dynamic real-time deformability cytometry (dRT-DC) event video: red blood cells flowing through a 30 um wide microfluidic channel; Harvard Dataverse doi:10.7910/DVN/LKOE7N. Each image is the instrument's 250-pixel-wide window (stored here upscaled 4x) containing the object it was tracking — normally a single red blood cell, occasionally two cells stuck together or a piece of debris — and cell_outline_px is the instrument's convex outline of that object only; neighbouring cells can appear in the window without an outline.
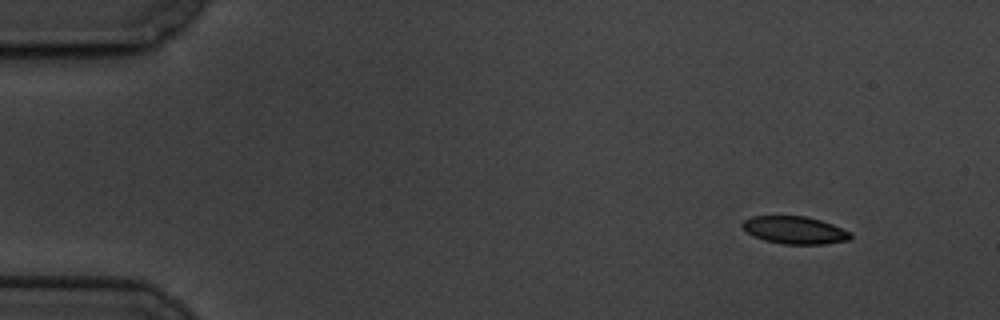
{"species": "common noctule bat (a hibernating species)", "species_latin": "Nyctalus noctula", "temperature_condition": "cold", "stored_images_in_passage": 10, "camera_frame_rate_fps": 3000, "um_per_image_px": 0.085, "animal": {"sex": "male", "body_mass_g": 19.5, "forearm_length_mm": 54.6}, "frame": {"image": 1, "passage_image": 1, "time_ms": 0.0, "image_size_px": [1000, 320], "cell_outline_px": [[852, 236], [848, 240], [824, 244], [784, 244], [764, 240], [752, 236], [740, 224], [744, 220], [752, 216], [804, 216], [820, 220], [832, 224], [852, 232]], "centroid_in_image_um": [67.55, 19.56], "position_along_channel_um": 17.4, "area_um2": 17.34}}
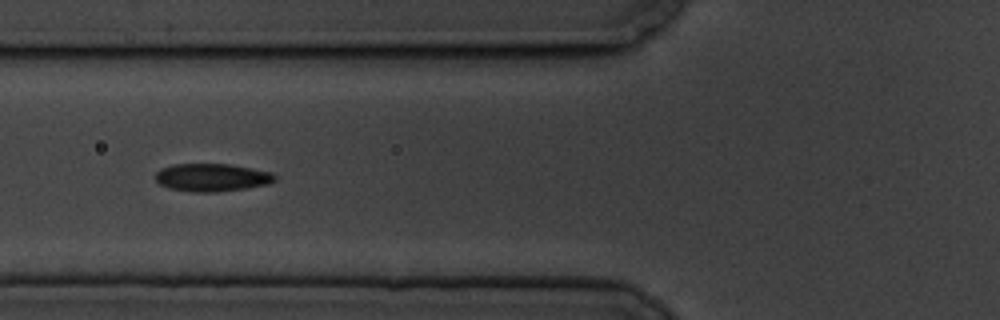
{"frame": {"image": 2, "passage_image": 6, "time_ms": 5.667, "image_size_px": [1000, 320], "cell_outline_px": [[276, 180], [268, 184], [248, 188], [216, 192], [192, 192], [168, 188], [160, 184], [156, 180], [156, 172], [160, 168], [172, 164], [228, 164], [252, 168], [272, 172], [276, 176]], "centroid_in_image_um": [18.02, 15.08], "position_along_channel_um": 107.8, "area_um2": 19.54}}
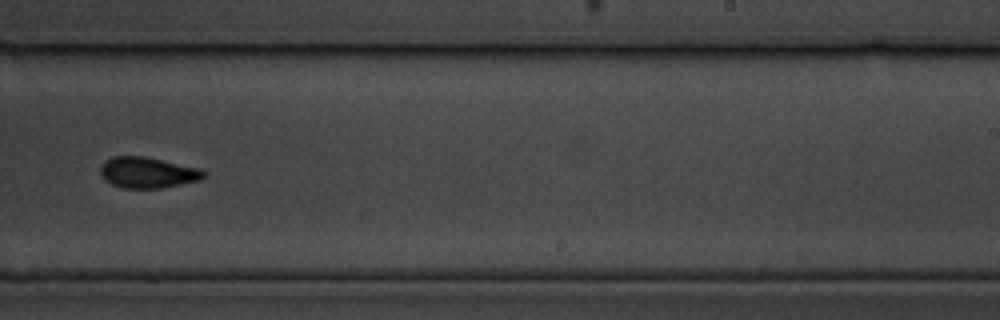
{"frame": {"image": 3, "passage_image": 10, "time_ms": 10.667, "image_size_px": [1000, 320], "cell_outline_px": [[204, 176], [200, 180], [160, 188], [124, 188], [112, 184], [104, 180], [100, 172], [100, 168], [112, 156], [144, 156], [200, 168], [204, 172]], "centroid_in_image_um": [12.54, 14.67], "position_along_channel_um": 276.5, "area_um2": 18.38}}